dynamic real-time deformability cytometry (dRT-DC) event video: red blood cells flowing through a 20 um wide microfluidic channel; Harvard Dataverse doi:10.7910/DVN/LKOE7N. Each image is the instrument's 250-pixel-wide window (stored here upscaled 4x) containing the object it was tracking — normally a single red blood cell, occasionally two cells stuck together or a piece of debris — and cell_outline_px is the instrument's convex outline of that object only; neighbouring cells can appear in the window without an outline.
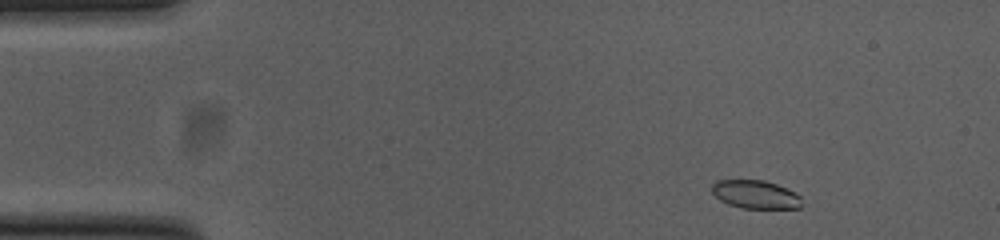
{"species": "common noctule bat (a hibernating species)", "species_latin": "Nyctalus noctula", "temperature_condition": "cold", "stored_images_in_passage": 49, "camera_frame_rate_fps": 3000, "um_per_image_px": 0.085, "animal": {"sex": "female", "body_mass_g": 23.0, "forearm_length_mm": 53.4}, "frame": {"image": 1, "passage_image": 2, "time_ms": 0.333, "image_size_px": [1000, 240], "cell_outline_px": [[800, 208], [740, 208], [728, 204], [720, 200], [712, 192], [712, 184], [716, 180], [764, 180], [776, 184], [796, 192], [800, 196]], "centroid_in_image_um": [64.2, 16.52], "position_along_channel_um": 20.8, "area_um2": 14.8}}
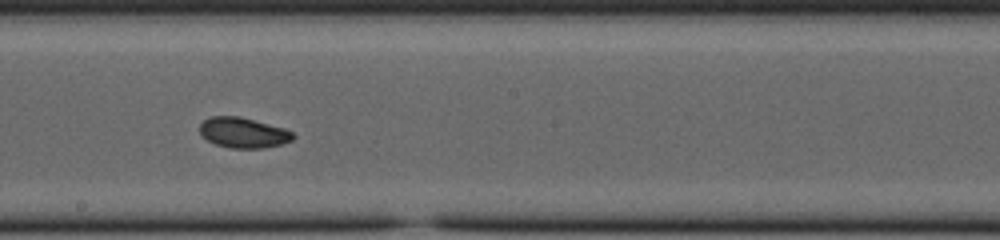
{"frame": {"image": 2, "passage_image": 25, "time_ms": 8.0, "image_size_px": [1000, 240], "cell_outline_px": [[296, 136], [292, 140], [280, 144], [264, 148], [232, 148], [216, 144], [208, 140], [200, 132], [200, 124], [204, 120], [212, 116], [240, 116], [284, 128], [292, 132]], "centroid_in_image_um": [20.69, 11.27], "position_along_channel_um": 227.5, "area_um2": 16.36}}
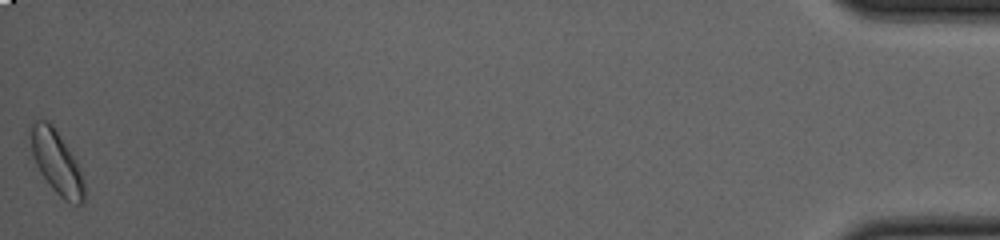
{"frame": {"image": 3, "passage_image": 49, "time_ms": 16.0, "image_size_px": [1000, 240], "cell_outline_px": [[84, 204], [72, 204], [64, 200], [52, 188], [40, 172], [32, 156], [28, 136], [28, 132], [32, 124], [36, 120], [48, 120], [52, 124], [60, 136], [80, 168], [84, 180]], "centroid_in_image_um": [4.78, 13.78], "position_along_channel_um": 430.4, "area_um2": 19.83}, "authors_computed_cell_mechanics": {"area_um2": 16.7042, "velocity_mm_per_s": 3.7904, "shape_relaxation_time_tau1_ms": 2.8505, "shape_relaxation_time_tau2_ms": 7.7026, "deformation_change_tau1": 0.112, "deformation_change_tau2": 0.1019}}